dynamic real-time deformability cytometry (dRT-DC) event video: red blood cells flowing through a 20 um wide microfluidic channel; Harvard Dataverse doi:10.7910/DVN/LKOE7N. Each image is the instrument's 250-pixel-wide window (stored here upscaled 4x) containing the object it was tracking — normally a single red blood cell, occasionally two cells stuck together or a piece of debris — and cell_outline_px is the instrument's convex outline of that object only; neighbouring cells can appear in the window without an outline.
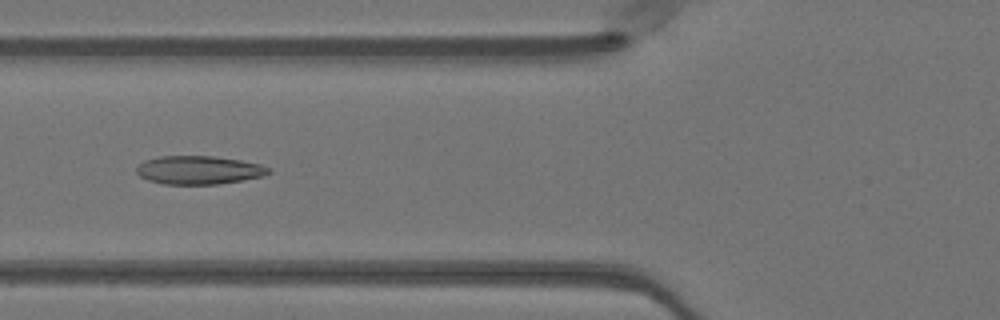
{"species": "Egyptian fruit bat (a non-hibernating species)", "species_latin": "Rousettus aegyptiacus", "temperature_condition": "warm", "stored_images_in_passage": 51, "camera_frame_rate_fps": 3000, "um_per_image_px": 0.085, "animal": {"sex": "female"}, "frame": {"image": 1, "passage_image": 19, "time_ms": 6.0, "image_size_px": [1000, 320], "cell_outline_px": [[272, 172], [264, 176], [216, 184], [164, 184], [148, 180], [140, 176], [136, 172], [136, 168], [144, 160], [160, 156], [212, 156], [240, 160], [260, 164], [272, 168]], "centroid_in_image_um": [16.91, 14.45], "position_along_channel_um": 108.9, "area_um2": 21.85}}
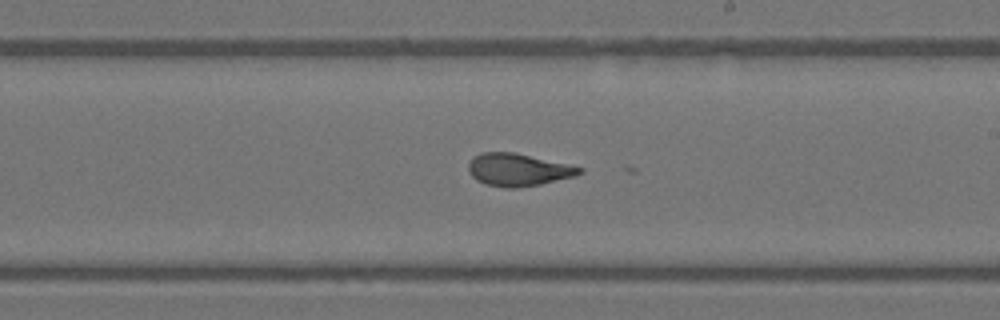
{"frame": {"image": 2, "passage_image": 29, "time_ms": 9.333, "image_size_px": [1000, 320], "cell_outline_px": [[584, 172], [576, 176], [540, 184], [516, 188], [504, 188], [484, 184], [476, 180], [468, 172], [468, 164], [480, 152], [516, 152], [568, 164], [584, 168]], "centroid_in_image_um": [44.05, 14.43], "position_along_channel_um": 244.9, "area_um2": 21.21}}
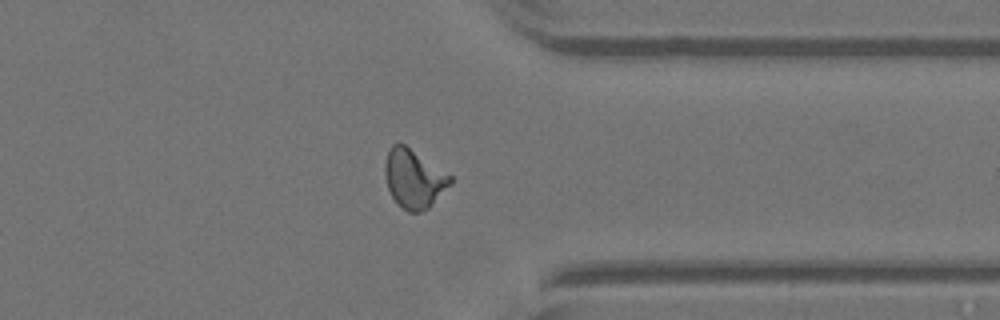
{"frame": {"image": 3, "passage_image": 39, "time_ms": 12.667, "image_size_px": [1000, 320], "cell_outline_px": [[452, 184], [428, 208], [420, 212], [408, 212], [392, 196], [388, 188], [384, 172], [384, 164], [388, 152], [392, 144], [404, 144], [452, 176]], "centroid_in_image_um": [35.19, 15.19], "position_along_channel_um": 376.2, "area_um2": 22.02}, "authors_computed_cell_mechanics": {"area_um2": 21.8484, "velocity_mm_per_s": 4.0723, "shape_relaxation_time_tau1_ms": 8.0627, "shape_relaxation_time_tau2_ms": 0.8916, "deformation_change_tau1": 0.2621, "deformation_change_tau2": 0.0776}}